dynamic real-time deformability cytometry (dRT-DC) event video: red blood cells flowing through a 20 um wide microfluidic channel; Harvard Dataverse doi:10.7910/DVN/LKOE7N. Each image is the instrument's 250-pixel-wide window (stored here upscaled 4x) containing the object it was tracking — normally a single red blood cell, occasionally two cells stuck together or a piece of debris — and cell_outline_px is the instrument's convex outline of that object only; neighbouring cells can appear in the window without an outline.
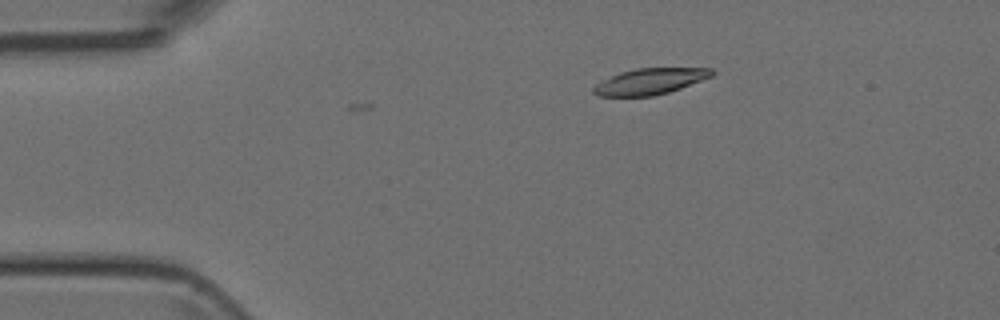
{"species": "Egyptian fruit bat (a non-hibernating species)", "species_latin": "Rousettus aegyptiacus", "temperature_condition": "room temperature", "stored_images_in_passage": 6, "camera_frame_rate_fps": 3000, "um_per_image_px": 0.085, "animal": {"sex": "female"}, "frame": {"image": 1, "passage_image": 6, "time_ms": 1.667, "image_size_px": [1000, 320], "cell_outline_px": [[716, 72], [712, 76], [680, 88], [668, 92], [652, 96], [596, 96], [592, 92], [592, 88], [596, 84], [620, 72], [636, 68], [712, 68]], "centroid_in_image_um": [55.25, 6.91], "position_along_channel_um": 29.8, "area_um2": 17.86}}